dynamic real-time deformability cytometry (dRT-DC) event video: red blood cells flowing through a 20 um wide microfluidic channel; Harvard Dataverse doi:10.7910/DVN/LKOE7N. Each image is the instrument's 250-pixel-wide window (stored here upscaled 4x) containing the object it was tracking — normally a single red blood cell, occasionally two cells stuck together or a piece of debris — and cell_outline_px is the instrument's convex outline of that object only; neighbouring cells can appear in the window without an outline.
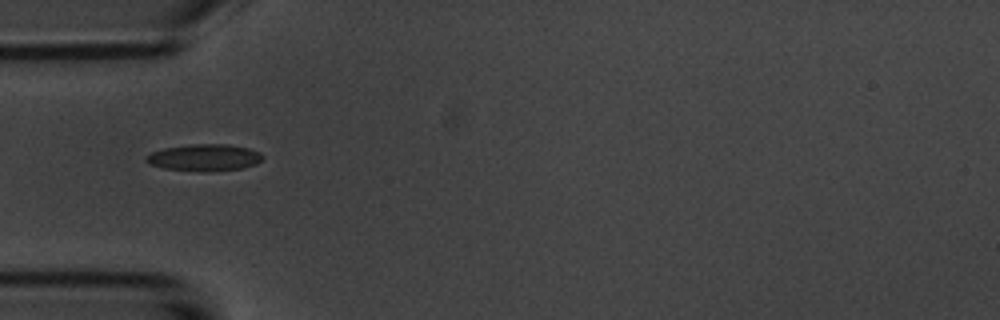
{"species": "common noctule bat (a hibernating species)", "species_latin": "Nyctalus noctula", "temperature_condition": "room temperature", "stored_images_in_passage": 38, "camera_frame_rate_fps": 3000, "um_per_image_px": 0.085, "animal": {"sex": "male", "body_mass_g": 20.1, "forearm_length_mm": 53.5}, "frame": {"image": 1, "passage_image": 1, "time_ms": 0.0, "image_size_px": [1000, 320], "cell_outline_px": [[264, 156], [256, 164], [244, 168], [208, 172], [200, 172], [164, 168], [148, 164], [144, 160], [144, 156], [152, 152], [164, 148], [192, 144], [228, 144], [248, 148], [260, 152]], "centroid_in_image_um": [17.35, 13.4], "position_along_channel_um": 67.6, "area_um2": 18.44}}
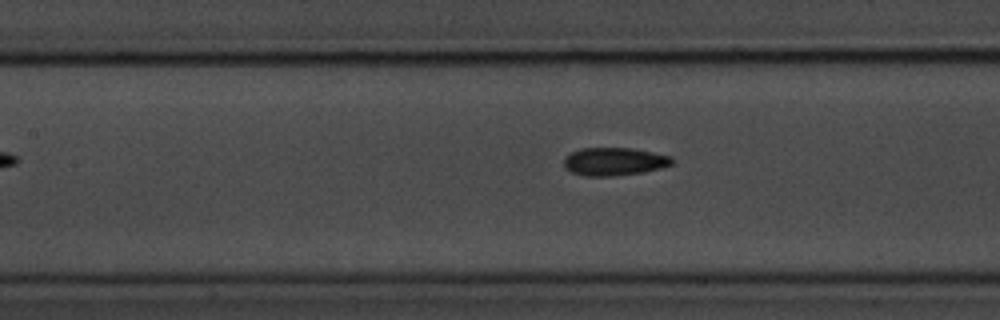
{"frame": {"image": 2, "passage_image": 8, "time_ms": 2.333, "image_size_px": [1000, 320], "cell_outline_px": [[672, 164], [660, 168], [644, 172], [612, 176], [584, 176], [572, 172], [564, 168], [564, 156], [580, 148], [632, 148], [672, 156]], "centroid_in_image_um": [52.18, 13.73], "position_along_channel_um": 155.2, "area_um2": 17.69}}
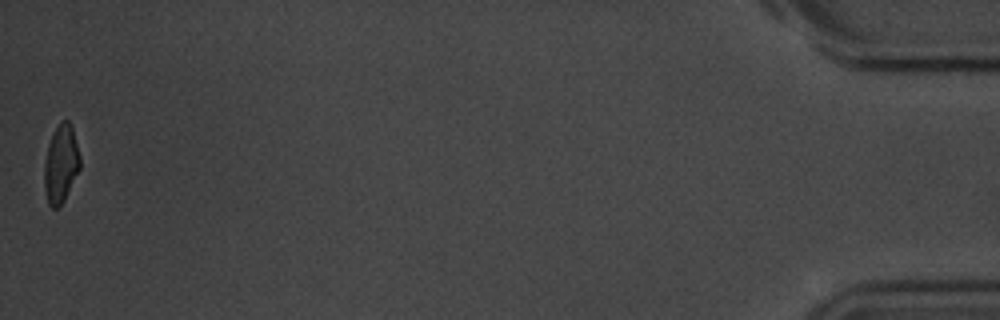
{"frame": {"image": 3, "passage_image": 38, "time_ms": 12.333, "image_size_px": [1000, 320], "cell_outline_px": [[80, 168], [64, 200], [56, 208], [52, 208], [48, 204], [44, 188], [44, 164], [48, 144], [56, 128], [64, 120], [68, 120], [72, 128], [80, 156]], "centroid_in_image_um": [5.17, 13.96], "position_along_channel_um": 430.0, "area_um2": 15.95}, "authors_computed_cell_mechanics": {"area_um2": 17.0799, "velocity_mm_per_s": 3.7243, "shape_relaxation_time_tau1_ms": 2.5019, "shape_relaxation_time_tau2_ms": 2.5838, "deformation_change_tau1": 0.1048, "deformation_change_tau2": 0.0866}}